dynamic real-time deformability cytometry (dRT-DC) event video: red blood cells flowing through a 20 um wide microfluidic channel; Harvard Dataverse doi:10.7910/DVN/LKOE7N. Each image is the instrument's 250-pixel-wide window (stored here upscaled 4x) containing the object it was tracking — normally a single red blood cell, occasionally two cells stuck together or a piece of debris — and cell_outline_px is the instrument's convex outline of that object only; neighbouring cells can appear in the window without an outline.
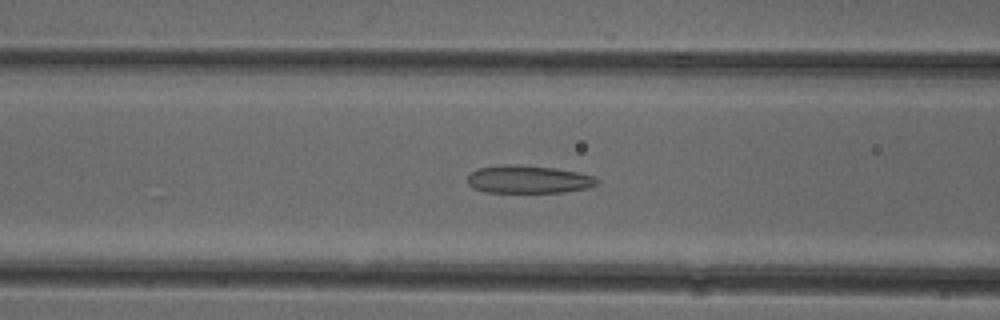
{"species": "common noctule bat (a hibernating species)", "species_latin": "Nyctalus noctula", "temperature_condition": "cold", "stored_images_in_passage": 52, "camera_frame_rate_fps": 3000, "um_per_image_px": 0.085, "animal": {"sex": "female"}, "frame": {"image": 1, "passage_image": 21, "time_ms": 6.667, "image_size_px": [1000, 320], "cell_outline_px": [[600, 180], [596, 184], [588, 188], [564, 192], [484, 192], [472, 188], [468, 184], [468, 176], [476, 168], [500, 164], [516, 164], [556, 168], [580, 172], [596, 176]], "centroid_in_image_um": [44.92, 15.23], "position_along_channel_um": 121.7, "area_um2": 21.39}}
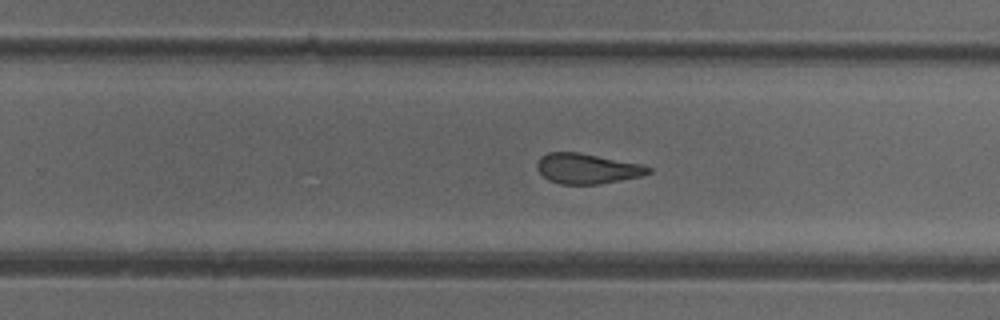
{"frame": {"image": 2, "passage_image": 33, "time_ms": 10.667, "image_size_px": [1000, 320], "cell_outline_px": [[652, 172], [640, 176], [600, 184], [560, 184], [548, 180], [536, 168], [536, 164], [540, 156], [548, 152], [580, 152], [644, 164], [652, 168]], "centroid_in_image_um": [49.91, 14.32], "position_along_channel_um": 279.9, "area_um2": 19.83}}
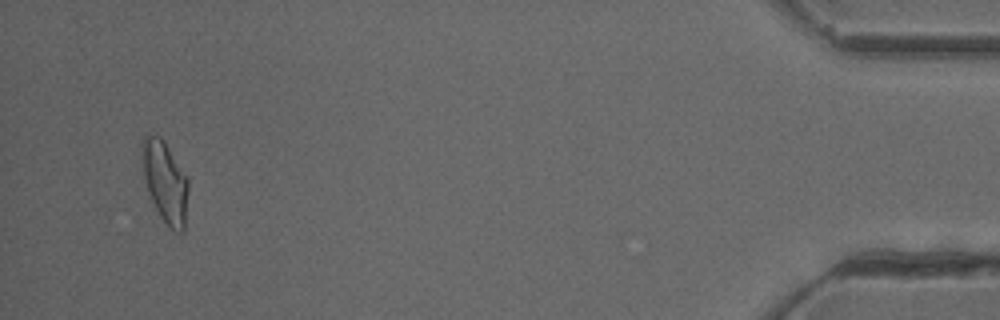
{"frame": {"image": 3, "passage_image": 50, "time_ms": 16.333, "image_size_px": [1000, 320], "cell_outline_px": [[188, 192], [184, 232], [176, 232], [160, 216], [148, 196], [144, 180], [140, 144], [144, 136], [160, 136], [164, 140], [188, 176]], "centroid_in_image_um": [14.03, 15.43], "position_along_channel_um": 421.2, "area_um2": 22.25}, "authors_computed_cell_mechanics": {"area_um2": 21.386, "velocity_mm_per_s": 3.9514, "shape_relaxation_time_tau1_ms": null, "shape_relaxation_time_tau2_ms": 1.9786, "deformation_change_tau1": null, "deformation_change_tau2": 0.0975}}